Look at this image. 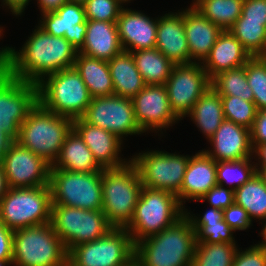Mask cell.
Here are the masks:
<instances>
[{
    "instance_id": "6da1fadb",
    "label": "cell",
    "mask_w": 266,
    "mask_h": 266,
    "mask_svg": "<svg viewBox=\"0 0 266 266\" xmlns=\"http://www.w3.org/2000/svg\"><path fill=\"white\" fill-rule=\"evenodd\" d=\"M16 51L10 47V76L38 84L49 74L74 67L78 50L64 37L51 36L38 25Z\"/></svg>"
},
{
    "instance_id": "7a4b0ae2",
    "label": "cell",
    "mask_w": 266,
    "mask_h": 266,
    "mask_svg": "<svg viewBox=\"0 0 266 266\" xmlns=\"http://www.w3.org/2000/svg\"><path fill=\"white\" fill-rule=\"evenodd\" d=\"M196 244L195 231L184 215L135 244L134 266H191Z\"/></svg>"
},
{
    "instance_id": "3957f363",
    "label": "cell",
    "mask_w": 266,
    "mask_h": 266,
    "mask_svg": "<svg viewBox=\"0 0 266 266\" xmlns=\"http://www.w3.org/2000/svg\"><path fill=\"white\" fill-rule=\"evenodd\" d=\"M142 190L135 164L130 160L102 171V211L113 228H126L134 216Z\"/></svg>"
},
{
    "instance_id": "277c9868",
    "label": "cell",
    "mask_w": 266,
    "mask_h": 266,
    "mask_svg": "<svg viewBox=\"0 0 266 266\" xmlns=\"http://www.w3.org/2000/svg\"><path fill=\"white\" fill-rule=\"evenodd\" d=\"M72 128L71 118L53 113L37 102L20 125L16 141L52 166Z\"/></svg>"
},
{
    "instance_id": "5b68a950",
    "label": "cell",
    "mask_w": 266,
    "mask_h": 266,
    "mask_svg": "<svg viewBox=\"0 0 266 266\" xmlns=\"http://www.w3.org/2000/svg\"><path fill=\"white\" fill-rule=\"evenodd\" d=\"M37 86L38 102L44 108L72 120L81 118L92 100L74 67L47 75Z\"/></svg>"
},
{
    "instance_id": "8992f818",
    "label": "cell",
    "mask_w": 266,
    "mask_h": 266,
    "mask_svg": "<svg viewBox=\"0 0 266 266\" xmlns=\"http://www.w3.org/2000/svg\"><path fill=\"white\" fill-rule=\"evenodd\" d=\"M185 215V208L173 193L142 186L134 216L125 228L134 244L160 233Z\"/></svg>"
},
{
    "instance_id": "52a82bcc",
    "label": "cell",
    "mask_w": 266,
    "mask_h": 266,
    "mask_svg": "<svg viewBox=\"0 0 266 266\" xmlns=\"http://www.w3.org/2000/svg\"><path fill=\"white\" fill-rule=\"evenodd\" d=\"M13 266H68V251L51 223L13 233Z\"/></svg>"
},
{
    "instance_id": "ba28073f",
    "label": "cell",
    "mask_w": 266,
    "mask_h": 266,
    "mask_svg": "<svg viewBox=\"0 0 266 266\" xmlns=\"http://www.w3.org/2000/svg\"><path fill=\"white\" fill-rule=\"evenodd\" d=\"M50 186L9 188L0 201V222L15 231L51 221Z\"/></svg>"
},
{
    "instance_id": "9c48e42d",
    "label": "cell",
    "mask_w": 266,
    "mask_h": 266,
    "mask_svg": "<svg viewBox=\"0 0 266 266\" xmlns=\"http://www.w3.org/2000/svg\"><path fill=\"white\" fill-rule=\"evenodd\" d=\"M53 229L69 252L73 247L104 237L113 227L102 210L52 204Z\"/></svg>"
},
{
    "instance_id": "30bf717a",
    "label": "cell",
    "mask_w": 266,
    "mask_h": 266,
    "mask_svg": "<svg viewBox=\"0 0 266 266\" xmlns=\"http://www.w3.org/2000/svg\"><path fill=\"white\" fill-rule=\"evenodd\" d=\"M135 244L125 228H112L104 237L68 252V266H134Z\"/></svg>"
},
{
    "instance_id": "8fae6325",
    "label": "cell",
    "mask_w": 266,
    "mask_h": 266,
    "mask_svg": "<svg viewBox=\"0 0 266 266\" xmlns=\"http://www.w3.org/2000/svg\"><path fill=\"white\" fill-rule=\"evenodd\" d=\"M52 204L102 210V171L85 173L50 169Z\"/></svg>"
},
{
    "instance_id": "7c38bea8",
    "label": "cell",
    "mask_w": 266,
    "mask_h": 266,
    "mask_svg": "<svg viewBox=\"0 0 266 266\" xmlns=\"http://www.w3.org/2000/svg\"><path fill=\"white\" fill-rule=\"evenodd\" d=\"M130 160L139 172L142 186L178 195L189 162V155L165 150L142 151Z\"/></svg>"
},
{
    "instance_id": "4fadbf2b",
    "label": "cell",
    "mask_w": 266,
    "mask_h": 266,
    "mask_svg": "<svg viewBox=\"0 0 266 266\" xmlns=\"http://www.w3.org/2000/svg\"><path fill=\"white\" fill-rule=\"evenodd\" d=\"M38 102V86L10 76L0 74V126L14 140L18 138L20 125L29 111Z\"/></svg>"
},
{
    "instance_id": "5bb4252c",
    "label": "cell",
    "mask_w": 266,
    "mask_h": 266,
    "mask_svg": "<svg viewBox=\"0 0 266 266\" xmlns=\"http://www.w3.org/2000/svg\"><path fill=\"white\" fill-rule=\"evenodd\" d=\"M85 122L115 134L122 141L128 135H139L132 99L117 95L94 97L81 117Z\"/></svg>"
},
{
    "instance_id": "9a60e30c",
    "label": "cell",
    "mask_w": 266,
    "mask_h": 266,
    "mask_svg": "<svg viewBox=\"0 0 266 266\" xmlns=\"http://www.w3.org/2000/svg\"><path fill=\"white\" fill-rule=\"evenodd\" d=\"M165 86L171 110L182 120L211 86V80L202 63L193 62L175 65Z\"/></svg>"
},
{
    "instance_id": "2e32d148",
    "label": "cell",
    "mask_w": 266,
    "mask_h": 266,
    "mask_svg": "<svg viewBox=\"0 0 266 266\" xmlns=\"http://www.w3.org/2000/svg\"><path fill=\"white\" fill-rule=\"evenodd\" d=\"M2 167L9 188L49 186L51 165L16 140L4 154Z\"/></svg>"
},
{
    "instance_id": "e0dca14e",
    "label": "cell",
    "mask_w": 266,
    "mask_h": 266,
    "mask_svg": "<svg viewBox=\"0 0 266 266\" xmlns=\"http://www.w3.org/2000/svg\"><path fill=\"white\" fill-rule=\"evenodd\" d=\"M132 102L135 120L143 133L160 131L163 134L162 129L180 121L171 110L165 85H146Z\"/></svg>"
},
{
    "instance_id": "ac0fdd59",
    "label": "cell",
    "mask_w": 266,
    "mask_h": 266,
    "mask_svg": "<svg viewBox=\"0 0 266 266\" xmlns=\"http://www.w3.org/2000/svg\"><path fill=\"white\" fill-rule=\"evenodd\" d=\"M38 26L51 36L64 37L77 50L85 40L87 20L83 4L67 2L55 11L41 14Z\"/></svg>"
},
{
    "instance_id": "d6986e66",
    "label": "cell",
    "mask_w": 266,
    "mask_h": 266,
    "mask_svg": "<svg viewBox=\"0 0 266 266\" xmlns=\"http://www.w3.org/2000/svg\"><path fill=\"white\" fill-rule=\"evenodd\" d=\"M116 25L124 51L156 48L158 17L153 19L141 11L123 7Z\"/></svg>"
},
{
    "instance_id": "ffe728a7",
    "label": "cell",
    "mask_w": 266,
    "mask_h": 266,
    "mask_svg": "<svg viewBox=\"0 0 266 266\" xmlns=\"http://www.w3.org/2000/svg\"><path fill=\"white\" fill-rule=\"evenodd\" d=\"M73 128L92 152L95 161L104 168H117L129 159L121 158L123 141L115 134L85 122L82 118L73 120Z\"/></svg>"
},
{
    "instance_id": "44dd1931",
    "label": "cell",
    "mask_w": 266,
    "mask_h": 266,
    "mask_svg": "<svg viewBox=\"0 0 266 266\" xmlns=\"http://www.w3.org/2000/svg\"><path fill=\"white\" fill-rule=\"evenodd\" d=\"M208 141L213 148L203 151L216 162L253 158L250 130L234 122L224 120Z\"/></svg>"
},
{
    "instance_id": "7402d4cb",
    "label": "cell",
    "mask_w": 266,
    "mask_h": 266,
    "mask_svg": "<svg viewBox=\"0 0 266 266\" xmlns=\"http://www.w3.org/2000/svg\"><path fill=\"white\" fill-rule=\"evenodd\" d=\"M156 49L174 65L193 63L184 30L183 11L158 16Z\"/></svg>"
},
{
    "instance_id": "603a6c76",
    "label": "cell",
    "mask_w": 266,
    "mask_h": 266,
    "mask_svg": "<svg viewBox=\"0 0 266 266\" xmlns=\"http://www.w3.org/2000/svg\"><path fill=\"white\" fill-rule=\"evenodd\" d=\"M216 185V161L202 149L195 155L189 156V162L177 198L185 208L186 200L191 199L196 202Z\"/></svg>"
},
{
    "instance_id": "cb8c5ba5",
    "label": "cell",
    "mask_w": 266,
    "mask_h": 266,
    "mask_svg": "<svg viewBox=\"0 0 266 266\" xmlns=\"http://www.w3.org/2000/svg\"><path fill=\"white\" fill-rule=\"evenodd\" d=\"M183 16L190 59L193 62H203L223 30L205 18L192 5L183 10Z\"/></svg>"
},
{
    "instance_id": "d4e9b609",
    "label": "cell",
    "mask_w": 266,
    "mask_h": 266,
    "mask_svg": "<svg viewBox=\"0 0 266 266\" xmlns=\"http://www.w3.org/2000/svg\"><path fill=\"white\" fill-rule=\"evenodd\" d=\"M251 57L241 42L229 30H224L201 63L211 80L221 72L246 65Z\"/></svg>"
},
{
    "instance_id": "484cf974",
    "label": "cell",
    "mask_w": 266,
    "mask_h": 266,
    "mask_svg": "<svg viewBox=\"0 0 266 266\" xmlns=\"http://www.w3.org/2000/svg\"><path fill=\"white\" fill-rule=\"evenodd\" d=\"M124 51L120 42L116 22L87 20V31L83 46L78 53L109 61Z\"/></svg>"
},
{
    "instance_id": "4316f807",
    "label": "cell",
    "mask_w": 266,
    "mask_h": 266,
    "mask_svg": "<svg viewBox=\"0 0 266 266\" xmlns=\"http://www.w3.org/2000/svg\"><path fill=\"white\" fill-rule=\"evenodd\" d=\"M50 169L85 173L103 171V168L95 161L92 152L74 128L67 134L61 152Z\"/></svg>"
},
{
    "instance_id": "83f0119b",
    "label": "cell",
    "mask_w": 266,
    "mask_h": 266,
    "mask_svg": "<svg viewBox=\"0 0 266 266\" xmlns=\"http://www.w3.org/2000/svg\"><path fill=\"white\" fill-rule=\"evenodd\" d=\"M114 95L132 99L145 86L131 52L122 51L108 61Z\"/></svg>"
},
{
    "instance_id": "f1b7e54d",
    "label": "cell",
    "mask_w": 266,
    "mask_h": 266,
    "mask_svg": "<svg viewBox=\"0 0 266 266\" xmlns=\"http://www.w3.org/2000/svg\"><path fill=\"white\" fill-rule=\"evenodd\" d=\"M74 68L81 75L92 98L114 95L108 61L77 53Z\"/></svg>"
},
{
    "instance_id": "f546056e",
    "label": "cell",
    "mask_w": 266,
    "mask_h": 266,
    "mask_svg": "<svg viewBox=\"0 0 266 266\" xmlns=\"http://www.w3.org/2000/svg\"><path fill=\"white\" fill-rule=\"evenodd\" d=\"M185 117L209 140L225 120L221 96L210 86Z\"/></svg>"
},
{
    "instance_id": "4dcf8cb0",
    "label": "cell",
    "mask_w": 266,
    "mask_h": 266,
    "mask_svg": "<svg viewBox=\"0 0 266 266\" xmlns=\"http://www.w3.org/2000/svg\"><path fill=\"white\" fill-rule=\"evenodd\" d=\"M146 85H165L175 66L156 48L131 52Z\"/></svg>"
},
{
    "instance_id": "1f68e13d",
    "label": "cell",
    "mask_w": 266,
    "mask_h": 266,
    "mask_svg": "<svg viewBox=\"0 0 266 266\" xmlns=\"http://www.w3.org/2000/svg\"><path fill=\"white\" fill-rule=\"evenodd\" d=\"M234 202L243 207L253 219L266 220V180L261 173H255L251 179L234 191Z\"/></svg>"
},
{
    "instance_id": "d6a6232c",
    "label": "cell",
    "mask_w": 266,
    "mask_h": 266,
    "mask_svg": "<svg viewBox=\"0 0 266 266\" xmlns=\"http://www.w3.org/2000/svg\"><path fill=\"white\" fill-rule=\"evenodd\" d=\"M244 0H193L191 5L205 18L229 30L242 13Z\"/></svg>"
},
{
    "instance_id": "836d02e7",
    "label": "cell",
    "mask_w": 266,
    "mask_h": 266,
    "mask_svg": "<svg viewBox=\"0 0 266 266\" xmlns=\"http://www.w3.org/2000/svg\"><path fill=\"white\" fill-rule=\"evenodd\" d=\"M211 87L220 96H237L253 101V92L246 78V65L219 73L211 79Z\"/></svg>"
},
{
    "instance_id": "e575fe53",
    "label": "cell",
    "mask_w": 266,
    "mask_h": 266,
    "mask_svg": "<svg viewBox=\"0 0 266 266\" xmlns=\"http://www.w3.org/2000/svg\"><path fill=\"white\" fill-rule=\"evenodd\" d=\"M229 31L252 56H266V26L264 22L238 18Z\"/></svg>"
},
{
    "instance_id": "d590c367",
    "label": "cell",
    "mask_w": 266,
    "mask_h": 266,
    "mask_svg": "<svg viewBox=\"0 0 266 266\" xmlns=\"http://www.w3.org/2000/svg\"><path fill=\"white\" fill-rule=\"evenodd\" d=\"M252 160L253 158H244L234 161L216 162L217 184L223 187L229 185L228 188L233 191L241 187L256 173L255 161L252 162Z\"/></svg>"
},
{
    "instance_id": "8d00e7d4",
    "label": "cell",
    "mask_w": 266,
    "mask_h": 266,
    "mask_svg": "<svg viewBox=\"0 0 266 266\" xmlns=\"http://www.w3.org/2000/svg\"><path fill=\"white\" fill-rule=\"evenodd\" d=\"M236 243H197L191 266H232Z\"/></svg>"
},
{
    "instance_id": "74e56055",
    "label": "cell",
    "mask_w": 266,
    "mask_h": 266,
    "mask_svg": "<svg viewBox=\"0 0 266 266\" xmlns=\"http://www.w3.org/2000/svg\"><path fill=\"white\" fill-rule=\"evenodd\" d=\"M246 78L257 110H266V56L251 57L247 61Z\"/></svg>"
},
{
    "instance_id": "f35d334b",
    "label": "cell",
    "mask_w": 266,
    "mask_h": 266,
    "mask_svg": "<svg viewBox=\"0 0 266 266\" xmlns=\"http://www.w3.org/2000/svg\"><path fill=\"white\" fill-rule=\"evenodd\" d=\"M221 99L225 120L250 130L258 112L254 102L242 100L237 96H221Z\"/></svg>"
},
{
    "instance_id": "ab89813d",
    "label": "cell",
    "mask_w": 266,
    "mask_h": 266,
    "mask_svg": "<svg viewBox=\"0 0 266 266\" xmlns=\"http://www.w3.org/2000/svg\"><path fill=\"white\" fill-rule=\"evenodd\" d=\"M197 243H236L235 231L223 220L191 222Z\"/></svg>"
},
{
    "instance_id": "60d3db41",
    "label": "cell",
    "mask_w": 266,
    "mask_h": 266,
    "mask_svg": "<svg viewBox=\"0 0 266 266\" xmlns=\"http://www.w3.org/2000/svg\"><path fill=\"white\" fill-rule=\"evenodd\" d=\"M123 3L122 0H87L83 4L86 20L116 22Z\"/></svg>"
},
{
    "instance_id": "b9f144b4",
    "label": "cell",
    "mask_w": 266,
    "mask_h": 266,
    "mask_svg": "<svg viewBox=\"0 0 266 266\" xmlns=\"http://www.w3.org/2000/svg\"><path fill=\"white\" fill-rule=\"evenodd\" d=\"M237 251L232 266H266V248L258 244Z\"/></svg>"
},
{
    "instance_id": "7bdbcfd3",
    "label": "cell",
    "mask_w": 266,
    "mask_h": 266,
    "mask_svg": "<svg viewBox=\"0 0 266 266\" xmlns=\"http://www.w3.org/2000/svg\"><path fill=\"white\" fill-rule=\"evenodd\" d=\"M207 201L211 207L224 210L234 203V191L220 185L212 187L200 200Z\"/></svg>"
},
{
    "instance_id": "ee69618b",
    "label": "cell",
    "mask_w": 266,
    "mask_h": 266,
    "mask_svg": "<svg viewBox=\"0 0 266 266\" xmlns=\"http://www.w3.org/2000/svg\"><path fill=\"white\" fill-rule=\"evenodd\" d=\"M223 219L235 232L247 230L252 225L247 211L235 202L223 210Z\"/></svg>"
},
{
    "instance_id": "f6af8a7d",
    "label": "cell",
    "mask_w": 266,
    "mask_h": 266,
    "mask_svg": "<svg viewBox=\"0 0 266 266\" xmlns=\"http://www.w3.org/2000/svg\"><path fill=\"white\" fill-rule=\"evenodd\" d=\"M239 18H245V21L264 22L266 26V0H244Z\"/></svg>"
},
{
    "instance_id": "bcb514c9",
    "label": "cell",
    "mask_w": 266,
    "mask_h": 266,
    "mask_svg": "<svg viewBox=\"0 0 266 266\" xmlns=\"http://www.w3.org/2000/svg\"><path fill=\"white\" fill-rule=\"evenodd\" d=\"M250 141L252 149L258 144L266 143V110L257 112L250 129Z\"/></svg>"
},
{
    "instance_id": "7dc6e473",
    "label": "cell",
    "mask_w": 266,
    "mask_h": 266,
    "mask_svg": "<svg viewBox=\"0 0 266 266\" xmlns=\"http://www.w3.org/2000/svg\"><path fill=\"white\" fill-rule=\"evenodd\" d=\"M14 231L0 222V260H12Z\"/></svg>"
},
{
    "instance_id": "c3c4849f",
    "label": "cell",
    "mask_w": 266,
    "mask_h": 266,
    "mask_svg": "<svg viewBox=\"0 0 266 266\" xmlns=\"http://www.w3.org/2000/svg\"><path fill=\"white\" fill-rule=\"evenodd\" d=\"M203 214L204 215L197 217L195 214H190V212H188V210L185 208V215L190 222H213L223 220V210L214 207H211V209L207 210Z\"/></svg>"
},
{
    "instance_id": "681fc988",
    "label": "cell",
    "mask_w": 266,
    "mask_h": 266,
    "mask_svg": "<svg viewBox=\"0 0 266 266\" xmlns=\"http://www.w3.org/2000/svg\"><path fill=\"white\" fill-rule=\"evenodd\" d=\"M252 156L256 162L255 169L257 173L266 172V143L258 144L252 149Z\"/></svg>"
},
{
    "instance_id": "f907efd6",
    "label": "cell",
    "mask_w": 266,
    "mask_h": 266,
    "mask_svg": "<svg viewBox=\"0 0 266 266\" xmlns=\"http://www.w3.org/2000/svg\"><path fill=\"white\" fill-rule=\"evenodd\" d=\"M1 2L5 8L10 9L12 15L14 14V16L19 17L24 13L26 5L28 6L30 0H1Z\"/></svg>"
},
{
    "instance_id": "816d5d0a",
    "label": "cell",
    "mask_w": 266,
    "mask_h": 266,
    "mask_svg": "<svg viewBox=\"0 0 266 266\" xmlns=\"http://www.w3.org/2000/svg\"><path fill=\"white\" fill-rule=\"evenodd\" d=\"M67 2L68 0H37L40 13L55 11Z\"/></svg>"
},
{
    "instance_id": "f5cc1de1",
    "label": "cell",
    "mask_w": 266,
    "mask_h": 266,
    "mask_svg": "<svg viewBox=\"0 0 266 266\" xmlns=\"http://www.w3.org/2000/svg\"><path fill=\"white\" fill-rule=\"evenodd\" d=\"M3 27H0V37L2 38L3 36ZM0 38V39H1ZM0 74H5L7 73L8 67H9V51L10 47L5 46L0 48Z\"/></svg>"
},
{
    "instance_id": "db71d44e",
    "label": "cell",
    "mask_w": 266,
    "mask_h": 266,
    "mask_svg": "<svg viewBox=\"0 0 266 266\" xmlns=\"http://www.w3.org/2000/svg\"><path fill=\"white\" fill-rule=\"evenodd\" d=\"M14 141V139L2 130L0 126V165H2L3 157L6 151L9 149V146Z\"/></svg>"
},
{
    "instance_id": "11a10c76",
    "label": "cell",
    "mask_w": 266,
    "mask_h": 266,
    "mask_svg": "<svg viewBox=\"0 0 266 266\" xmlns=\"http://www.w3.org/2000/svg\"><path fill=\"white\" fill-rule=\"evenodd\" d=\"M8 189H9V186L7 183V179L5 178L3 167L2 165H0V201L6 195V192L8 191Z\"/></svg>"
},
{
    "instance_id": "9f6ffc18",
    "label": "cell",
    "mask_w": 266,
    "mask_h": 266,
    "mask_svg": "<svg viewBox=\"0 0 266 266\" xmlns=\"http://www.w3.org/2000/svg\"><path fill=\"white\" fill-rule=\"evenodd\" d=\"M261 223H264V226L262 227V230L259 234L261 237H263V240L261 241V243L259 242L258 245L266 248V220Z\"/></svg>"
},
{
    "instance_id": "6f0895ef",
    "label": "cell",
    "mask_w": 266,
    "mask_h": 266,
    "mask_svg": "<svg viewBox=\"0 0 266 266\" xmlns=\"http://www.w3.org/2000/svg\"><path fill=\"white\" fill-rule=\"evenodd\" d=\"M13 263L12 260H0V266H11Z\"/></svg>"
},
{
    "instance_id": "680465c9",
    "label": "cell",
    "mask_w": 266,
    "mask_h": 266,
    "mask_svg": "<svg viewBox=\"0 0 266 266\" xmlns=\"http://www.w3.org/2000/svg\"><path fill=\"white\" fill-rule=\"evenodd\" d=\"M87 0H68V2L84 4Z\"/></svg>"
},
{
    "instance_id": "91938a15",
    "label": "cell",
    "mask_w": 266,
    "mask_h": 266,
    "mask_svg": "<svg viewBox=\"0 0 266 266\" xmlns=\"http://www.w3.org/2000/svg\"><path fill=\"white\" fill-rule=\"evenodd\" d=\"M124 3H130V1H132V0H122Z\"/></svg>"
},
{
    "instance_id": "94428289",
    "label": "cell",
    "mask_w": 266,
    "mask_h": 266,
    "mask_svg": "<svg viewBox=\"0 0 266 266\" xmlns=\"http://www.w3.org/2000/svg\"><path fill=\"white\" fill-rule=\"evenodd\" d=\"M262 175L264 176V178L266 180V172H263Z\"/></svg>"
}]
</instances>
